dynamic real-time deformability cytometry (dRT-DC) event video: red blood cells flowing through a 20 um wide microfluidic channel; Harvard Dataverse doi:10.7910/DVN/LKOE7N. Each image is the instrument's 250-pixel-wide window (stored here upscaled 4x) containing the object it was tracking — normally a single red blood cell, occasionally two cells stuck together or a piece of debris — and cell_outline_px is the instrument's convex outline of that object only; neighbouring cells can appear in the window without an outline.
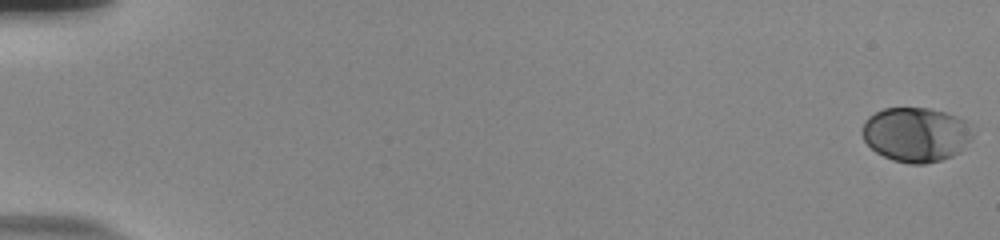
{"species": "human", "species_latin": "Homo sapiens", "temperature_condition": "room temperature", "stored_images_in_passage": 57, "camera_frame_rate_fps": 3000, "um_per_image_px": 0.085, "donor": {"sex": "male"}, "frame": {"image": 1, "passage_image": 1, "time_ms": 0.0, "image_size_px": [1000, 240], "cell_outline_px": [[972, 136], [960, 152], [952, 156], [940, 160], [924, 164], [908, 164], [892, 160], [876, 152], [864, 140], [860, 132], [864, 120], [868, 116], [884, 108], [928, 108], [948, 112], [972, 124]], "centroid_in_image_um": [77.85, 11.42], "position_along_channel_um": 7.2, "area_um2": 35.43}}
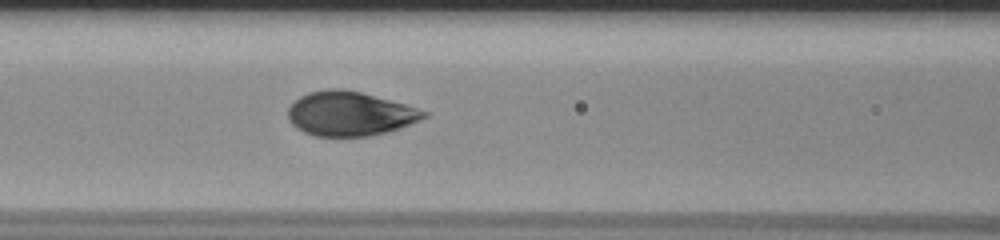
{"frame": {"image": 2, "passage_image": 27, "time_ms": 8.667, "image_size_px": [1000, 240], "cell_outline_px": [[428, 116], [420, 120], [400, 128], [388, 132], [368, 136], [316, 136], [304, 132], [296, 128], [288, 120], [288, 108], [300, 96], [308, 92], [328, 88], [344, 88], [360, 92], [404, 104], [428, 112]], "centroid_in_image_um": [29.71, 9.66], "position_along_channel_um": 136.9, "area_um2": 35.03}}
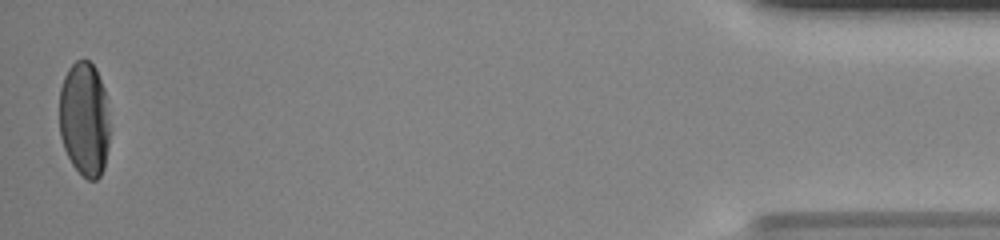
{"frame": {"image": 3, "passage_image": 57, "time_ms": 18.667, "image_size_px": [1000, 240], "cell_outline_px": [[108, 144], [104, 168], [100, 176], [96, 180], [88, 180], [72, 164], [64, 148], [60, 136], [60, 88], [64, 76], [68, 68], [76, 60], [88, 60], [96, 68], [104, 88], [108, 124]], "centroid_in_image_um": [7.16, 10.11], "position_along_channel_um": 428.0, "area_um2": 33.41}, "authors_computed_cell_mechanics": {"area_um2": 35.0846, "velocity_mm_per_s": 3.6985, "shape_relaxation_time_tau1_ms": 3.5938, "shape_relaxation_time_tau2_ms": null, "deformation_change_tau1": 0.173, "deformation_change_tau2": null}}